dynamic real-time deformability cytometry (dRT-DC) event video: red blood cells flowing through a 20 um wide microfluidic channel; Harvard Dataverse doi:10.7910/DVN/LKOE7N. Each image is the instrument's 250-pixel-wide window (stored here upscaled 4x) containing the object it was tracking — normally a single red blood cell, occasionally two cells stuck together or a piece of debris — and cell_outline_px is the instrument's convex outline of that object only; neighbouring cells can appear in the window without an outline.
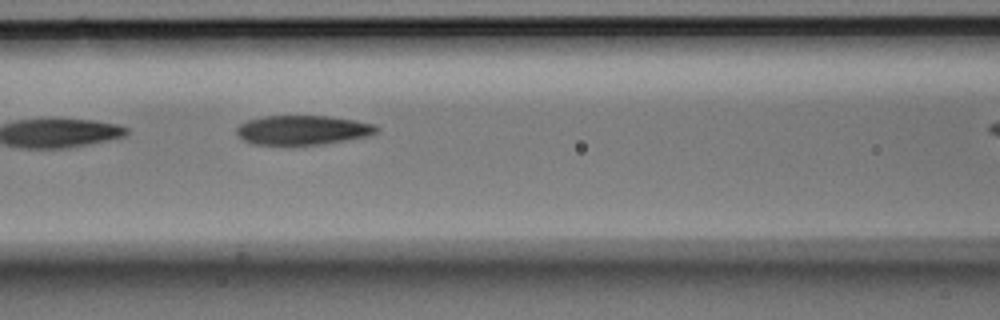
{"species": "Egyptian fruit bat (a non-hibernating species)", "species_latin": "Rousettus aegyptiacus", "temperature_condition": "room temperature", "stored_images_in_passage": 8, "camera_frame_rate_fps": 3000, "um_per_image_px": 0.085, "animal": {"sex": "male"}, "frame": {"image": 1, "passage_image": 5, "time_ms": 1.333, "image_size_px": [1000, 320], "cell_outline_px": [[380, 128], [376, 132], [364, 136], [324, 144], [292, 148], [252, 144], [244, 140], [236, 132], [236, 128], [240, 124], [248, 120], [264, 116], [328, 116], [356, 120], [376, 124]], "centroid_in_image_um": [25.68, 11.09], "position_along_channel_um": 140.9, "area_um2": 24.74}}
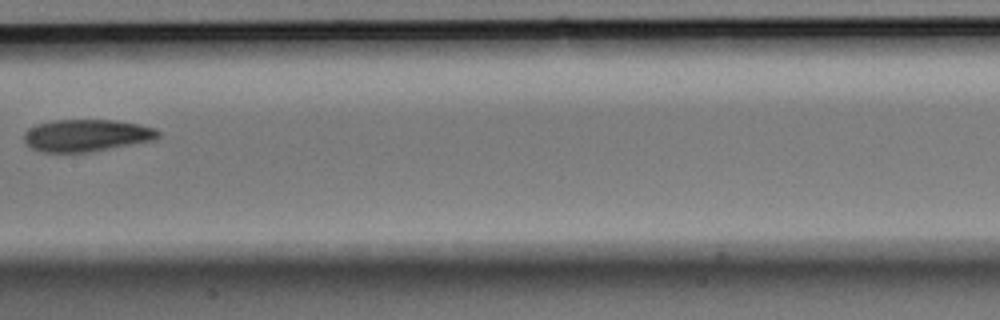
{"frame": {"image": 2, "passage_image": 7, "time_ms": 2.0, "image_size_px": [1000, 320], "cell_outline_px": [[160, 136], [156, 140], [88, 152], [40, 152], [32, 148], [24, 140], [24, 132], [28, 128], [36, 124], [52, 120], [116, 120], [140, 124], [156, 128], [160, 132]], "centroid_in_image_um": [7.37, 11.5], "position_along_channel_um": 200.0, "area_um2": 25.32}}
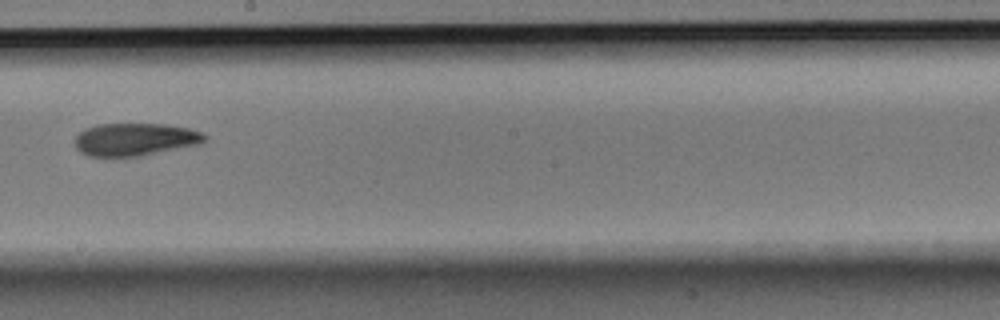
{"frame": {"image": 3, "passage_image": 8, "time_ms": 2.333, "image_size_px": [1000, 320], "cell_outline_px": [[208, 140], [200, 144], [140, 156], [88, 156], [80, 152], [76, 148], [76, 136], [80, 132], [96, 124], [164, 124], [188, 128], [204, 132], [208, 136]], "centroid_in_image_um": [11.53, 11.85], "position_along_channel_um": 236.7, "area_um2": 24.74}}